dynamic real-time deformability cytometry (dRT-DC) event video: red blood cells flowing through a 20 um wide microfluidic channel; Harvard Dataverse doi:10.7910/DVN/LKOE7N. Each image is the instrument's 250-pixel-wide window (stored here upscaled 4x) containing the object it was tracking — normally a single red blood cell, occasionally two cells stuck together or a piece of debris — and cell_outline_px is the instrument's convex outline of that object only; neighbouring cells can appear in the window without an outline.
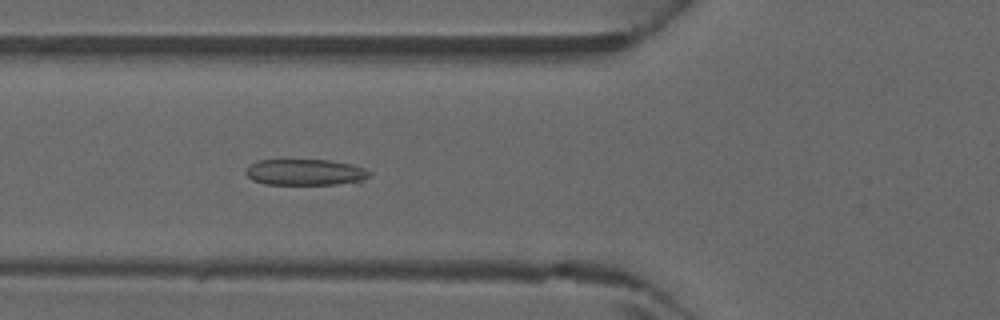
{"species": "common noctule bat (a hibernating species)", "species_latin": "Nyctalus noctula", "temperature_condition": "warm", "stored_images_in_passage": 48, "camera_frame_rate_fps": 3000, "um_per_image_px": 0.085, "animal": {"sex": "male", "forearm_length_mm": 52.5}, "frame": {"image": 1, "passage_image": 16, "time_ms": 5.0, "image_size_px": [1000, 320], "cell_outline_px": [[372, 176], [360, 184], [264, 184], [252, 180], [244, 172], [244, 168], [256, 160], [328, 160], [352, 164], [364, 168], [372, 172]], "centroid_in_image_um": [26.02, 14.65], "position_along_channel_um": 99.8, "area_um2": 19.42}}